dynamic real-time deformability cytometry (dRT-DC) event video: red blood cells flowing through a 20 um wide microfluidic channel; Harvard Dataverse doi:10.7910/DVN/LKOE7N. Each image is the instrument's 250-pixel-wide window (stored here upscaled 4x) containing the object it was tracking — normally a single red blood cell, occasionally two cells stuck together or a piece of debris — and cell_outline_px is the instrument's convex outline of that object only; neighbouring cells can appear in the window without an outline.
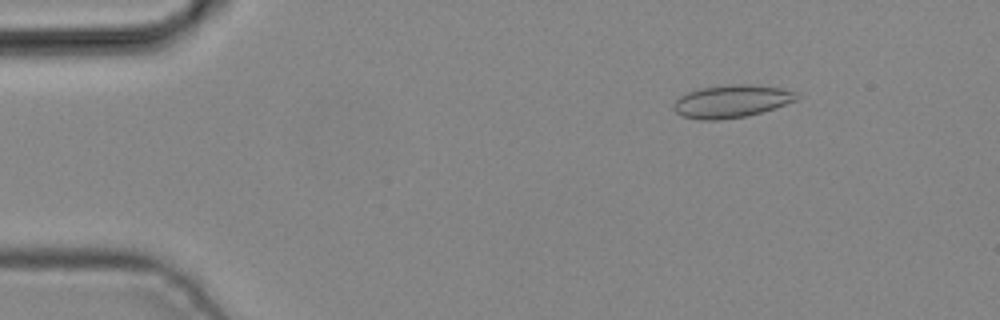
{"species": "common noctule bat (a hibernating species)", "species_latin": "Nyctalus noctula", "temperature_condition": "cold", "stored_images_in_passage": 4, "camera_frame_rate_fps": 3000, "um_per_image_px": 0.085, "animal": {"sex": "male", "body_mass_g": 19.2, "forearm_length_mm": 51.8}, "frame": {"image": 1, "passage_image": 2, "time_ms": 0.333, "image_size_px": [1000, 320], "cell_outline_px": [[800, 96], [796, 100], [748, 116], [720, 120], [700, 120], [684, 116], [676, 112], [672, 108], [672, 104], [680, 96], [688, 92], [700, 88], [728, 84], [752, 84], [780, 88], [792, 92]], "centroid_in_image_um": [62.12, 8.61], "position_along_channel_um": 22.9, "area_um2": 23.29}}